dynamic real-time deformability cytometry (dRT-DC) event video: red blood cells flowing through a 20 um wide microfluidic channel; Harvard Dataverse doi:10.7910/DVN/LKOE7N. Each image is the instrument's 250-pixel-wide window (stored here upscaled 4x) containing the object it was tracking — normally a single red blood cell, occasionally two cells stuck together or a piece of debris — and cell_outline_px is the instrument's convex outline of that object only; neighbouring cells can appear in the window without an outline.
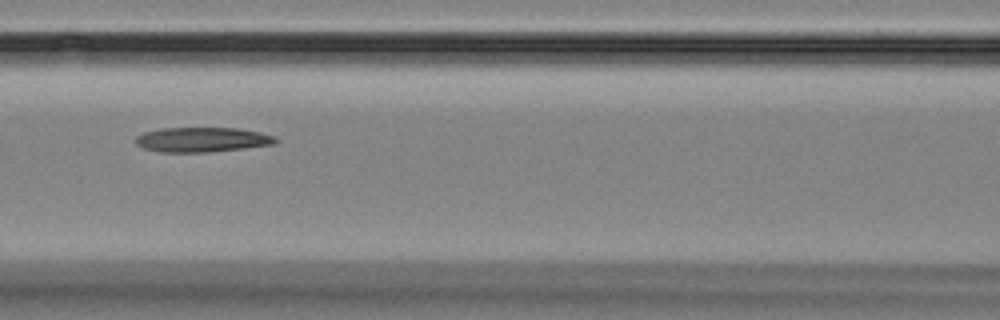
{"species": "Egyptian fruit bat (a non-hibernating species)", "species_latin": "Rousettus aegyptiacus", "temperature_condition": "room temperature", "stored_images_in_passage": 17, "segment_of_instrument_passage": [1, 2], "camera_frame_rate_fps": 3000, "um_per_image_px": 0.085, "animal": {"sex": "female"}, "frame": {"image": 1, "passage_image": 7, "time_ms": 6.667, "image_size_px": [1000, 320], "cell_outline_px": [[280, 140], [276, 144], [244, 148], [208, 152], [160, 152], [144, 148], [136, 144], [136, 136], [144, 132], [160, 128], [236, 128], [260, 132], [276, 136]], "centroid_in_image_um": [17.22, 11.87], "position_along_channel_um": 149.4, "area_um2": 20.29}}
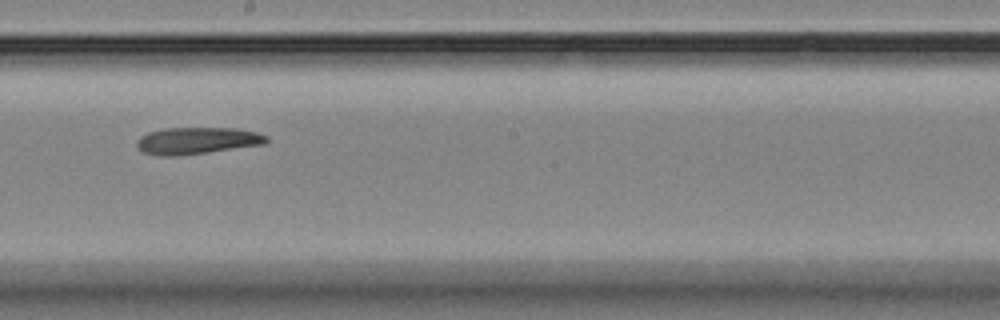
{"frame": {"image": 2, "passage_image": 9, "time_ms": 9.0, "image_size_px": [1000, 320], "cell_outline_px": [[268, 144], [208, 152], [176, 156], [156, 156], [144, 152], [136, 148], [136, 140], [140, 136], [148, 132], [164, 128], [236, 128], [256, 132], [268, 136]], "centroid_in_image_um": [16.74, 11.96], "position_along_channel_um": 231.5, "area_um2": 20.58}}
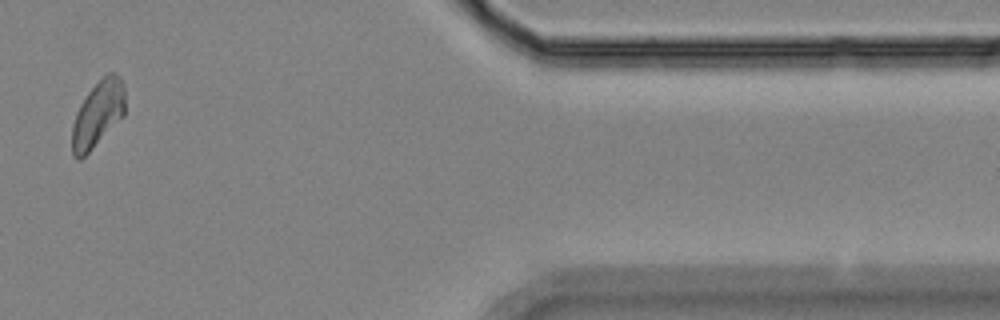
{"frame": {"image": 3, "passage_image": 14, "time_ms": 15.0, "image_size_px": [1000, 320], "cell_outline_px": [[124, 116], [80, 160], [76, 160], [72, 156], [72, 124], [76, 112], [80, 104], [88, 92], [108, 72], [112, 72], [120, 76], [124, 88]], "centroid_in_image_um": [8.3, 9.71], "position_along_channel_um": 403.1, "area_um2": 20.29}}